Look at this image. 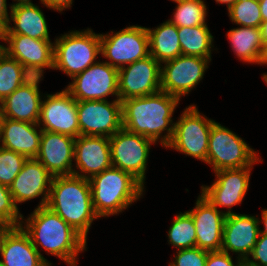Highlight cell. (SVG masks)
<instances>
[{
	"label": "cell",
	"instance_id": "1",
	"mask_svg": "<svg viewBox=\"0 0 267 266\" xmlns=\"http://www.w3.org/2000/svg\"><path fill=\"white\" fill-rule=\"evenodd\" d=\"M179 102V98L162 90L147 96L125 99L122 101V127L166 147L174 134L175 122L172 117Z\"/></svg>",
	"mask_w": 267,
	"mask_h": 266
},
{
	"label": "cell",
	"instance_id": "2",
	"mask_svg": "<svg viewBox=\"0 0 267 266\" xmlns=\"http://www.w3.org/2000/svg\"><path fill=\"white\" fill-rule=\"evenodd\" d=\"M20 226L50 266L52 263L44 258L39 251V246L46 253L58 257L69 266H77L79 253L87 251V241L47 206L35 208L27 219L22 216Z\"/></svg>",
	"mask_w": 267,
	"mask_h": 266
},
{
	"label": "cell",
	"instance_id": "3",
	"mask_svg": "<svg viewBox=\"0 0 267 266\" xmlns=\"http://www.w3.org/2000/svg\"><path fill=\"white\" fill-rule=\"evenodd\" d=\"M46 206L86 241L91 224L99 218L93 208L89 180L74 174L53 178Z\"/></svg>",
	"mask_w": 267,
	"mask_h": 266
},
{
	"label": "cell",
	"instance_id": "4",
	"mask_svg": "<svg viewBox=\"0 0 267 266\" xmlns=\"http://www.w3.org/2000/svg\"><path fill=\"white\" fill-rule=\"evenodd\" d=\"M96 215L109 217L124 212L143 196L144 185L132 174L111 166L89 179Z\"/></svg>",
	"mask_w": 267,
	"mask_h": 266
},
{
	"label": "cell",
	"instance_id": "5",
	"mask_svg": "<svg viewBox=\"0 0 267 266\" xmlns=\"http://www.w3.org/2000/svg\"><path fill=\"white\" fill-rule=\"evenodd\" d=\"M101 53L100 33L92 29L72 30L54 41L53 69L65 72L71 79L93 65Z\"/></svg>",
	"mask_w": 267,
	"mask_h": 266
},
{
	"label": "cell",
	"instance_id": "6",
	"mask_svg": "<svg viewBox=\"0 0 267 266\" xmlns=\"http://www.w3.org/2000/svg\"><path fill=\"white\" fill-rule=\"evenodd\" d=\"M254 149L236 133L214 122L211 126L207 164L211 165L214 172L222 169H239L253 167L262 162Z\"/></svg>",
	"mask_w": 267,
	"mask_h": 266
},
{
	"label": "cell",
	"instance_id": "7",
	"mask_svg": "<svg viewBox=\"0 0 267 266\" xmlns=\"http://www.w3.org/2000/svg\"><path fill=\"white\" fill-rule=\"evenodd\" d=\"M214 122L202 115L196 105H189L174 123L173 137L165 148L207 163L210 130Z\"/></svg>",
	"mask_w": 267,
	"mask_h": 266
},
{
	"label": "cell",
	"instance_id": "8",
	"mask_svg": "<svg viewBox=\"0 0 267 266\" xmlns=\"http://www.w3.org/2000/svg\"><path fill=\"white\" fill-rule=\"evenodd\" d=\"M101 55L109 65L120 69L149 56V36L146 27L132 25L121 31L100 34Z\"/></svg>",
	"mask_w": 267,
	"mask_h": 266
},
{
	"label": "cell",
	"instance_id": "9",
	"mask_svg": "<svg viewBox=\"0 0 267 266\" xmlns=\"http://www.w3.org/2000/svg\"><path fill=\"white\" fill-rule=\"evenodd\" d=\"M109 140L112 166L132 174L144 185L150 148L156 143L123 127Z\"/></svg>",
	"mask_w": 267,
	"mask_h": 266
},
{
	"label": "cell",
	"instance_id": "10",
	"mask_svg": "<svg viewBox=\"0 0 267 266\" xmlns=\"http://www.w3.org/2000/svg\"><path fill=\"white\" fill-rule=\"evenodd\" d=\"M65 89L76 101L108 100L109 95L119 100L118 69L99 60L75 75Z\"/></svg>",
	"mask_w": 267,
	"mask_h": 266
},
{
	"label": "cell",
	"instance_id": "11",
	"mask_svg": "<svg viewBox=\"0 0 267 266\" xmlns=\"http://www.w3.org/2000/svg\"><path fill=\"white\" fill-rule=\"evenodd\" d=\"M80 135L111 137L122 128L120 100L77 101Z\"/></svg>",
	"mask_w": 267,
	"mask_h": 266
},
{
	"label": "cell",
	"instance_id": "12",
	"mask_svg": "<svg viewBox=\"0 0 267 266\" xmlns=\"http://www.w3.org/2000/svg\"><path fill=\"white\" fill-rule=\"evenodd\" d=\"M211 60L180 55L162 63L164 66L161 65V90L179 99L188 95L204 78Z\"/></svg>",
	"mask_w": 267,
	"mask_h": 266
},
{
	"label": "cell",
	"instance_id": "13",
	"mask_svg": "<svg viewBox=\"0 0 267 266\" xmlns=\"http://www.w3.org/2000/svg\"><path fill=\"white\" fill-rule=\"evenodd\" d=\"M2 50L16 59L32 76L43 77L45 68L53 69L54 42L22 34H4Z\"/></svg>",
	"mask_w": 267,
	"mask_h": 266
},
{
	"label": "cell",
	"instance_id": "14",
	"mask_svg": "<svg viewBox=\"0 0 267 266\" xmlns=\"http://www.w3.org/2000/svg\"><path fill=\"white\" fill-rule=\"evenodd\" d=\"M44 98L38 121L40 129L77 138L80 135L77 101L66 89L45 94Z\"/></svg>",
	"mask_w": 267,
	"mask_h": 266
},
{
	"label": "cell",
	"instance_id": "15",
	"mask_svg": "<svg viewBox=\"0 0 267 266\" xmlns=\"http://www.w3.org/2000/svg\"><path fill=\"white\" fill-rule=\"evenodd\" d=\"M161 90V64L151 55L118 69V94L122 102Z\"/></svg>",
	"mask_w": 267,
	"mask_h": 266
},
{
	"label": "cell",
	"instance_id": "16",
	"mask_svg": "<svg viewBox=\"0 0 267 266\" xmlns=\"http://www.w3.org/2000/svg\"><path fill=\"white\" fill-rule=\"evenodd\" d=\"M53 178L36 158L27 159L9 187L15 205L41 196L37 207L46 206Z\"/></svg>",
	"mask_w": 267,
	"mask_h": 266
},
{
	"label": "cell",
	"instance_id": "17",
	"mask_svg": "<svg viewBox=\"0 0 267 266\" xmlns=\"http://www.w3.org/2000/svg\"><path fill=\"white\" fill-rule=\"evenodd\" d=\"M74 161L73 174L88 180L110 168L109 137L79 135L75 138Z\"/></svg>",
	"mask_w": 267,
	"mask_h": 266
},
{
	"label": "cell",
	"instance_id": "18",
	"mask_svg": "<svg viewBox=\"0 0 267 266\" xmlns=\"http://www.w3.org/2000/svg\"><path fill=\"white\" fill-rule=\"evenodd\" d=\"M259 218L246 214L233 213L226 215L223 226V241L221 251L238 255V258H249L256 245L260 225Z\"/></svg>",
	"mask_w": 267,
	"mask_h": 266
},
{
	"label": "cell",
	"instance_id": "19",
	"mask_svg": "<svg viewBox=\"0 0 267 266\" xmlns=\"http://www.w3.org/2000/svg\"><path fill=\"white\" fill-rule=\"evenodd\" d=\"M194 209L189 210L196 229V247L220 251L223 241L225 211H220L199 195Z\"/></svg>",
	"mask_w": 267,
	"mask_h": 266
},
{
	"label": "cell",
	"instance_id": "20",
	"mask_svg": "<svg viewBox=\"0 0 267 266\" xmlns=\"http://www.w3.org/2000/svg\"><path fill=\"white\" fill-rule=\"evenodd\" d=\"M75 138L65 134L42 131L36 159L53 176L73 174Z\"/></svg>",
	"mask_w": 267,
	"mask_h": 266
},
{
	"label": "cell",
	"instance_id": "21",
	"mask_svg": "<svg viewBox=\"0 0 267 266\" xmlns=\"http://www.w3.org/2000/svg\"><path fill=\"white\" fill-rule=\"evenodd\" d=\"M41 76H32L6 97L1 104V117L38 124L42 95L39 89Z\"/></svg>",
	"mask_w": 267,
	"mask_h": 266
},
{
	"label": "cell",
	"instance_id": "22",
	"mask_svg": "<svg viewBox=\"0 0 267 266\" xmlns=\"http://www.w3.org/2000/svg\"><path fill=\"white\" fill-rule=\"evenodd\" d=\"M41 135L42 130L38 124L4 117L0 119V146L17 152L27 159L37 157Z\"/></svg>",
	"mask_w": 267,
	"mask_h": 266
},
{
	"label": "cell",
	"instance_id": "23",
	"mask_svg": "<svg viewBox=\"0 0 267 266\" xmlns=\"http://www.w3.org/2000/svg\"><path fill=\"white\" fill-rule=\"evenodd\" d=\"M0 266H50L21 226L10 227L3 236Z\"/></svg>",
	"mask_w": 267,
	"mask_h": 266
},
{
	"label": "cell",
	"instance_id": "24",
	"mask_svg": "<svg viewBox=\"0 0 267 266\" xmlns=\"http://www.w3.org/2000/svg\"><path fill=\"white\" fill-rule=\"evenodd\" d=\"M10 17L4 34H22L39 40H51L44 13L31 2L10 5ZM14 25H10V22Z\"/></svg>",
	"mask_w": 267,
	"mask_h": 266
},
{
	"label": "cell",
	"instance_id": "25",
	"mask_svg": "<svg viewBox=\"0 0 267 266\" xmlns=\"http://www.w3.org/2000/svg\"><path fill=\"white\" fill-rule=\"evenodd\" d=\"M227 37L230 47L240 61L263 64L266 50L260 28L240 26L229 30Z\"/></svg>",
	"mask_w": 267,
	"mask_h": 266
},
{
	"label": "cell",
	"instance_id": "26",
	"mask_svg": "<svg viewBox=\"0 0 267 266\" xmlns=\"http://www.w3.org/2000/svg\"><path fill=\"white\" fill-rule=\"evenodd\" d=\"M149 55L161 65L181 55V45L177 27L169 20L156 28H147Z\"/></svg>",
	"mask_w": 267,
	"mask_h": 266
},
{
	"label": "cell",
	"instance_id": "27",
	"mask_svg": "<svg viewBox=\"0 0 267 266\" xmlns=\"http://www.w3.org/2000/svg\"><path fill=\"white\" fill-rule=\"evenodd\" d=\"M181 45V55L211 59L213 41L208 25L177 27Z\"/></svg>",
	"mask_w": 267,
	"mask_h": 266
},
{
	"label": "cell",
	"instance_id": "28",
	"mask_svg": "<svg viewBox=\"0 0 267 266\" xmlns=\"http://www.w3.org/2000/svg\"><path fill=\"white\" fill-rule=\"evenodd\" d=\"M32 75L16 60L3 50L0 52V103L12 94Z\"/></svg>",
	"mask_w": 267,
	"mask_h": 266
},
{
	"label": "cell",
	"instance_id": "29",
	"mask_svg": "<svg viewBox=\"0 0 267 266\" xmlns=\"http://www.w3.org/2000/svg\"><path fill=\"white\" fill-rule=\"evenodd\" d=\"M253 167L222 169L215 172L216 180L210 185H202L201 191L247 192Z\"/></svg>",
	"mask_w": 267,
	"mask_h": 266
},
{
	"label": "cell",
	"instance_id": "30",
	"mask_svg": "<svg viewBox=\"0 0 267 266\" xmlns=\"http://www.w3.org/2000/svg\"><path fill=\"white\" fill-rule=\"evenodd\" d=\"M173 18L169 21L176 27L207 25V7L204 0H178Z\"/></svg>",
	"mask_w": 267,
	"mask_h": 266
},
{
	"label": "cell",
	"instance_id": "31",
	"mask_svg": "<svg viewBox=\"0 0 267 266\" xmlns=\"http://www.w3.org/2000/svg\"><path fill=\"white\" fill-rule=\"evenodd\" d=\"M167 235L168 243L177 250L196 247V229L191 214L188 211L177 214Z\"/></svg>",
	"mask_w": 267,
	"mask_h": 266
},
{
	"label": "cell",
	"instance_id": "32",
	"mask_svg": "<svg viewBox=\"0 0 267 266\" xmlns=\"http://www.w3.org/2000/svg\"><path fill=\"white\" fill-rule=\"evenodd\" d=\"M228 15L239 26L260 28L262 23L259 0H237L228 10Z\"/></svg>",
	"mask_w": 267,
	"mask_h": 266
},
{
	"label": "cell",
	"instance_id": "33",
	"mask_svg": "<svg viewBox=\"0 0 267 266\" xmlns=\"http://www.w3.org/2000/svg\"><path fill=\"white\" fill-rule=\"evenodd\" d=\"M26 160L25 156L0 146V184L10 187Z\"/></svg>",
	"mask_w": 267,
	"mask_h": 266
},
{
	"label": "cell",
	"instance_id": "34",
	"mask_svg": "<svg viewBox=\"0 0 267 266\" xmlns=\"http://www.w3.org/2000/svg\"><path fill=\"white\" fill-rule=\"evenodd\" d=\"M22 216L13 201L9 187L0 184V223L9 227H18L22 222Z\"/></svg>",
	"mask_w": 267,
	"mask_h": 266
},
{
	"label": "cell",
	"instance_id": "35",
	"mask_svg": "<svg viewBox=\"0 0 267 266\" xmlns=\"http://www.w3.org/2000/svg\"><path fill=\"white\" fill-rule=\"evenodd\" d=\"M246 194L247 192L201 191V195L217 209L227 208L226 215L235 213L231 209L233 206L241 204Z\"/></svg>",
	"mask_w": 267,
	"mask_h": 266
},
{
	"label": "cell",
	"instance_id": "36",
	"mask_svg": "<svg viewBox=\"0 0 267 266\" xmlns=\"http://www.w3.org/2000/svg\"><path fill=\"white\" fill-rule=\"evenodd\" d=\"M209 251L198 247L177 250L169 266H205Z\"/></svg>",
	"mask_w": 267,
	"mask_h": 266
},
{
	"label": "cell",
	"instance_id": "37",
	"mask_svg": "<svg viewBox=\"0 0 267 266\" xmlns=\"http://www.w3.org/2000/svg\"><path fill=\"white\" fill-rule=\"evenodd\" d=\"M244 261L245 266H267V234L259 233L256 245L249 257Z\"/></svg>",
	"mask_w": 267,
	"mask_h": 266
},
{
	"label": "cell",
	"instance_id": "38",
	"mask_svg": "<svg viewBox=\"0 0 267 266\" xmlns=\"http://www.w3.org/2000/svg\"><path fill=\"white\" fill-rule=\"evenodd\" d=\"M205 266H245L244 260L237 257L234 264L232 256L223 251H209Z\"/></svg>",
	"mask_w": 267,
	"mask_h": 266
},
{
	"label": "cell",
	"instance_id": "39",
	"mask_svg": "<svg viewBox=\"0 0 267 266\" xmlns=\"http://www.w3.org/2000/svg\"><path fill=\"white\" fill-rule=\"evenodd\" d=\"M40 2L47 8L62 12L72 7L73 0H40Z\"/></svg>",
	"mask_w": 267,
	"mask_h": 266
},
{
	"label": "cell",
	"instance_id": "40",
	"mask_svg": "<svg viewBox=\"0 0 267 266\" xmlns=\"http://www.w3.org/2000/svg\"><path fill=\"white\" fill-rule=\"evenodd\" d=\"M7 0H0V20L6 24L9 14H8V7H7Z\"/></svg>",
	"mask_w": 267,
	"mask_h": 266
},
{
	"label": "cell",
	"instance_id": "41",
	"mask_svg": "<svg viewBox=\"0 0 267 266\" xmlns=\"http://www.w3.org/2000/svg\"><path fill=\"white\" fill-rule=\"evenodd\" d=\"M260 29L265 50H267V21H262Z\"/></svg>",
	"mask_w": 267,
	"mask_h": 266
},
{
	"label": "cell",
	"instance_id": "42",
	"mask_svg": "<svg viewBox=\"0 0 267 266\" xmlns=\"http://www.w3.org/2000/svg\"><path fill=\"white\" fill-rule=\"evenodd\" d=\"M262 21H267V0H259Z\"/></svg>",
	"mask_w": 267,
	"mask_h": 266
},
{
	"label": "cell",
	"instance_id": "43",
	"mask_svg": "<svg viewBox=\"0 0 267 266\" xmlns=\"http://www.w3.org/2000/svg\"><path fill=\"white\" fill-rule=\"evenodd\" d=\"M261 221L264 225V230L260 229V233L267 234V209L264 210L262 209V219L261 220L259 219V222L261 223Z\"/></svg>",
	"mask_w": 267,
	"mask_h": 266
},
{
	"label": "cell",
	"instance_id": "44",
	"mask_svg": "<svg viewBox=\"0 0 267 266\" xmlns=\"http://www.w3.org/2000/svg\"><path fill=\"white\" fill-rule=\"evenodd\" d=\"M9 228H10L9 226H7L3 223H0V248H1V243L3 240V236Z\"/></svg>",
	"mask_w": 267,
	"mask_h": 266
},
{
	"label": "cell",
	"instance_id": "45",
	"mask_svg": "<svg viewBox=\"0 0 267 266\" xmlns=\"http://www.w3.org/2000/svg\"><path fill=\"white\" fill-rule=\"evenodd\" d=\"M215 1L218 4H226L227 10H229L237 0H215Z\"/></svg>",
	"mask_w": 267,
	"mask_h": 266
},
{
	"label": "cell",
	"instance_id": "46",
	"mask_svg": "<svg viewBox=\"0 0 267 266\" xmlns=\"http://www.w3.org/2000/svg\"><path fill=\"white\" fill-rule=\"evenodd\" d=\"M5 33V24L0 20V40L3 41Z\"/></svg>",
	"mask_w": 267,
	"mask_h": 266
},
{
	"label": "cell",
	"instance_id": "47",
	"mask_svg": "<svg viewBox=\"0 0 267 266\" xmlns=\"http://www.w3.org/2000/svg\"><path fill=\"white\" fill-rule=\"evenodd\" d=\"M13 1L16 2V3H13V4H21V3L31 2V0H13Z\"/></svg>",
	"mask_w": 267,
	"mask_h": 266
},
{
	"label": "cell",
	"instance_id": "48",
	"mask_svg": "<svg viewBox=\"0 0 267 266\" xmlns=\"http://www.w3.org/2000/svg\"><path fill=\"white\" fill-rule=\"evenodd\" d=\"M262 78L265 81V84L267 85V73H263Z\"/></svg>",
	"mask_w": 267,
	"mask_h": 266
},
{
	"label": "cell",
	"instance_id": "49",
	"mask_svg": "<svg viewBox=\"0 0 267 266\" xmlns=\"http://www.w3.org/2000/svg\"><path fill=\"white\" fill-rule=\"evenodd\" d=\"M262 65H267V50H266V53H265V58H264V61H263V64Z\"/></svg>",
	"mask_w": 267,
	"mask_h": 266
}]
</instances>
